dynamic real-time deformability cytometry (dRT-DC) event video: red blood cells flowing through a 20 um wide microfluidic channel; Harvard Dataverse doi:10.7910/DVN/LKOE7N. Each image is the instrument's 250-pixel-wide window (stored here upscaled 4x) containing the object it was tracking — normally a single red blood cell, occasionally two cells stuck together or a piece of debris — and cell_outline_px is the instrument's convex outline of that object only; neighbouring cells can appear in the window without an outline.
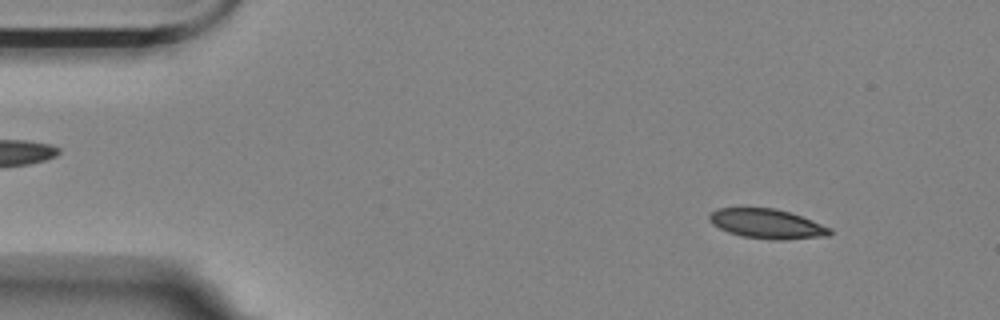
{"species": "Egyptian fruit bat (a non-hibernating species)", "species_latin": "Rousettus aegyptiacus", "temperature_condition": "room temperature", "stored_images_in_passage": 55, "camera_frame_rate_fps": 3000, "um_per_image_px": 0.085, "animal": {"sex": "female"}, "frame": {"image": 1, "passage_image": 5, "time_ms": 1.333, "image_size_px": [1000, 320], "cell_outline_px": [[832, 232], [828, 236], [784, 240], [772, 240], [744, 236], [728, 232], [712, 224], [708, 220], [708, 216], [716, 208], [776, 208], [812, 220], [832, 228]], "centroid_in_image_um": [65.2, 19.02], "position_along_channel_um": 19.8, "area_um2": 20.75}}
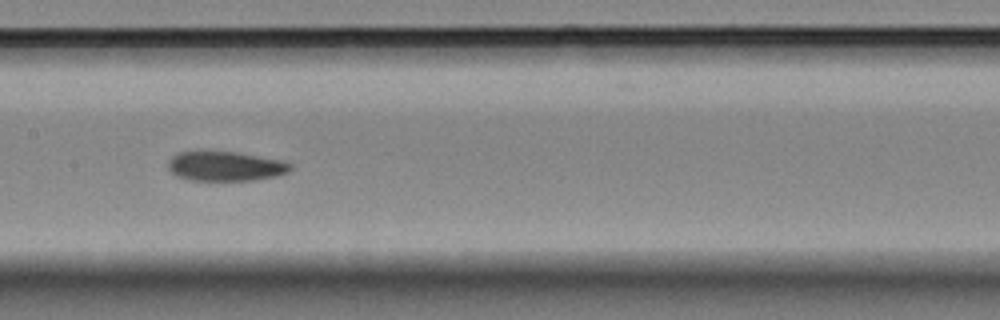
{"frame": {"image": 2, "passage_image": 26, "time_ms": 8.333, "image_size_px": [1000, 320], "cell_outline_px": [[292, 168], [288, 172], [276, 176], [256, 180], [188, 180], [176, 176], [168, 168], [168, 160], [172, 156], [180, 152], [236, 152], [284, 160], [292, 164]], "centroid_in_image_um": [19.19, 14.13], "position_along_channel_um": 188.2, "area_um2": 21.1}}
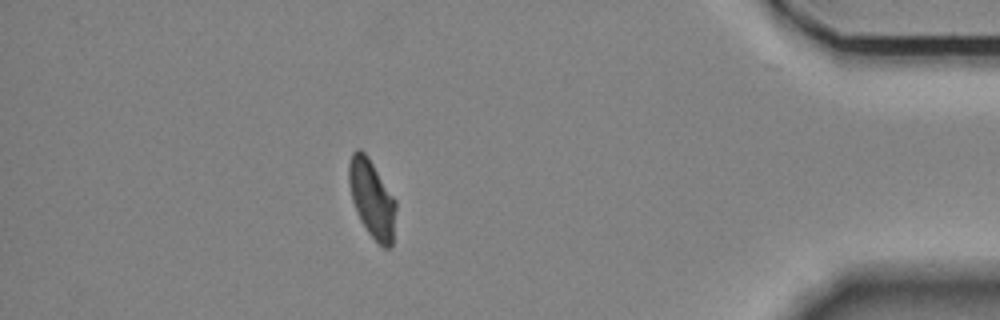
{"frame": {"image": 3, "passage_image": 48, "time_ms": 15.667, "image_size_px": [1000, 320], "cell_outline_px": [[396, 208], [392, 248], [384, 248], [368, 232], [360, 220], [352, 200], [348, 180], [348, 164], [352, 152], [356, 148], [360, 148], [368, 156], [396, 200]], "centroid_in_image_um": [31.61, 16.87], "position_along_channel_um": 403.6, "area_um2": 21.39}}